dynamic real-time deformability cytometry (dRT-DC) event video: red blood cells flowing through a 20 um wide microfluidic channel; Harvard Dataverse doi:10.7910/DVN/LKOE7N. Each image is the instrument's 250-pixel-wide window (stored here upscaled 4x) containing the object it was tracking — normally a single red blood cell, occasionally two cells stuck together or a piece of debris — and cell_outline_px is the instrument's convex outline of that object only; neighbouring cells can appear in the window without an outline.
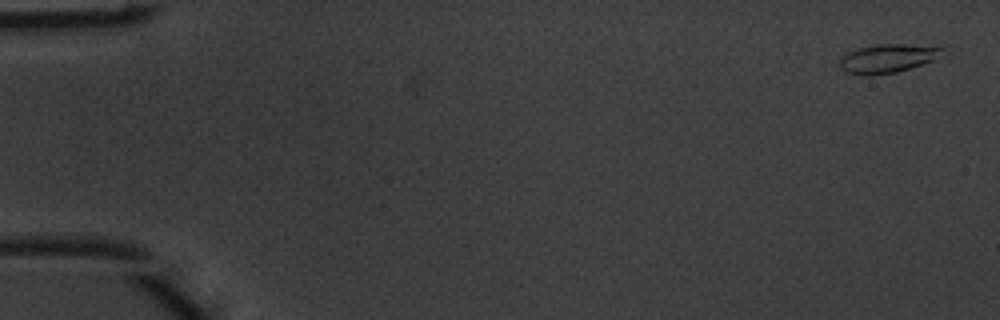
{"species": "common noctule bat (a hibernating species)", "species_latin": "Nyctalus noctula", "temperature_condition": "warm", "stored_images_in_passage": 5, "camera_frame_rate_fps": 3000, "um_per_image_px": 0.085, "animal": {"sex": "male", "body_mass_g": 20.1, "forearm_length_mm": 53.5}, "frame": {"image": 1, "passage_image": 1, "time_ms": 0.0, "image_size_px": [1000, 320], "cell_outline_px": [[944, 48], [932, 60], [896, 72], [868, 76], [844, 72], [840, 68], [840, 56], [848, 52], [860, 48], [876, 44], [904, 44]], "centroid_in_image_um": [75.32, 4.98], "position_along_channel_um": 9.7, "area_um2": 16.7}}